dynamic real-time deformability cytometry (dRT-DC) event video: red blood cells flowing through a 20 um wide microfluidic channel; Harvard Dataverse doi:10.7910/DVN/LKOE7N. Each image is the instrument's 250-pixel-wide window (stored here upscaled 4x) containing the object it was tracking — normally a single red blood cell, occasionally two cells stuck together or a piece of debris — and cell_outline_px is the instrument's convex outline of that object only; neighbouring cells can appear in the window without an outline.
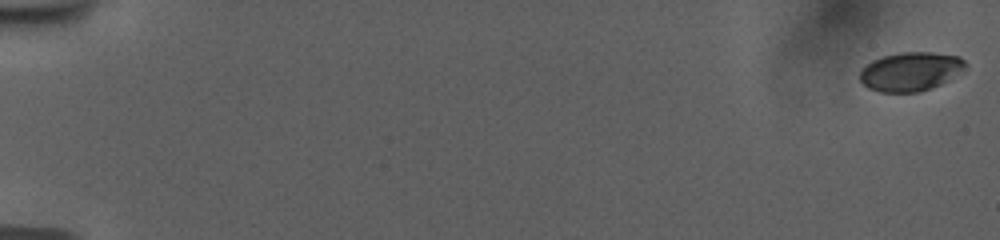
{"species": "human", "species_latin": "Homo sapiens", "temperature_condition": "room temperature", "stored_images_in_passage": 56, "camera_frame_rate_fps": 3000, "um_per_image_px": 0.085, "donor": {"sex": "female"}, "frame": {"image": 1, "passage_image": 1, "time_ms": 0.0, "image_size_px": [1000, 240], "cell_outline_px": [[968, 64], [964, 68], [940, 84], [920, 92], [880, 92], [868, 88], [860, 80], [860, 72], [872, 60], [884, 56], [904, 52], [932, 52], [960, 56]], "centroid_in_image_um": [77.39, 6.07], "position_along_channel_um": 7.6, "area_um2": 23.58}}
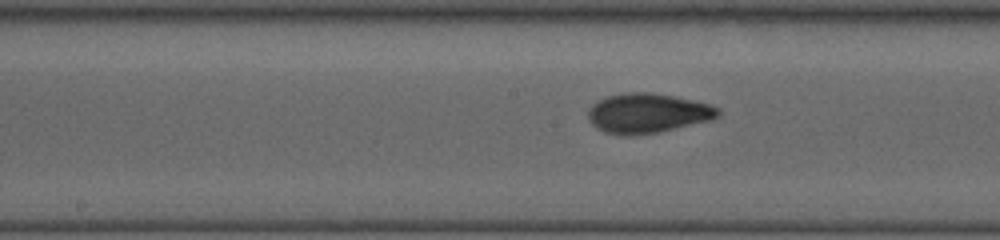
{"frame": {"image": 2, "passage_image": 31, "time_ms": 10.0, "image_size_px": [1000, 240], "cell_outline_px": [[720, 116], [712, 120], [660, 132], [632, 136], [620, 136], [604, 132], [596, 128], [588, 120], [588, 108], [592, 104], [608, 96], [624, 92], [648, 92], [672, 96], [712, 104], [720, 108]], "centroid_in_image_um": [55.05, 9.64], "position_along_channel_um": 193.1, "area_um2": 30.46}}
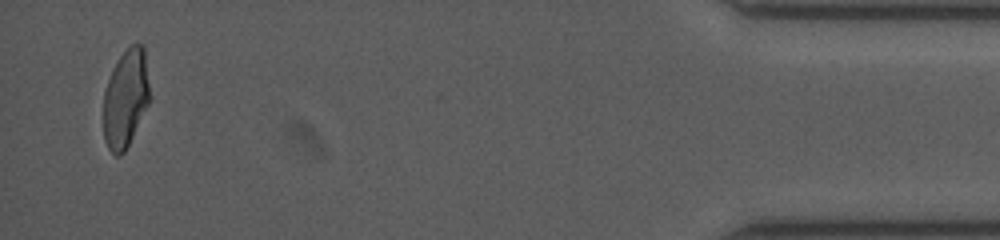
{"frame": {"image": 3, "passage_image": 55, "time_ms": 18.0, "image_size_px": [1000, 240], "cell_outline_px": [[148, 104], [124, 152], [120, 156], [116, 156], [108, 148], [104, 136], [104, 92], [112, 68], [116, 60], [132, 44], [144, 44], [148, 84]], "centroid_in_image_um": [10.66, 8.35], "position_along_channel_um": 424.5, "area_um2": 25.89}, "authors_computed_cell_mechanics": {"area_um2": 27.5128, "velocity_mm_per_s": 3.789, "shape_relaxation_time_tau1_ms": 4.712, "shape_relaxation_time_tau2_ms": 1.018, "deformation_change_tau1": 0.1769, "deformation_change_tau2": 0.063}}